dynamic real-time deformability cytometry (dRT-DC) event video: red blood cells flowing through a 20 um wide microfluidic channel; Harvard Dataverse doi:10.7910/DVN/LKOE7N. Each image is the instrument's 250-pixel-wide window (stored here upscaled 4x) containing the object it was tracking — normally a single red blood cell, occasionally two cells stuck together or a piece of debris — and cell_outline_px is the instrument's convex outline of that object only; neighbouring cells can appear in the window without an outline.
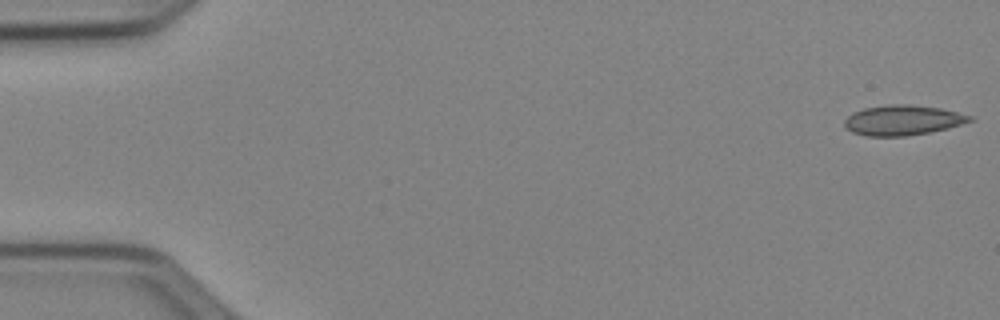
{"species": "Egyptian fruit bat (a non-hibernating species)", "species_latin": "Rousettus aegyptiacus", "temperature_condition": "cold", "stored_images_in_passage": 51, "camera_frame_rate_fps": 3000, "um_per_image_px": 0.085, "animal": {"sex": "female"}, "frame": {"image": 1, "passage_image": 1, "time_ms": 0.0, "image_size_px": [1000, 320], "cell_outline_px": [[976, 120], [948, 128], [908, 136], [864, 136], [852, 132], [844, 128], [844, 120], [852, 112], [864, 108], [888, 104], [904, 104], [940, 108], [972, 116]], "centroid_in_image_um": [76.7, 10.22], "position_along_channel_um": 8.3, "area_um2": 22.08}}
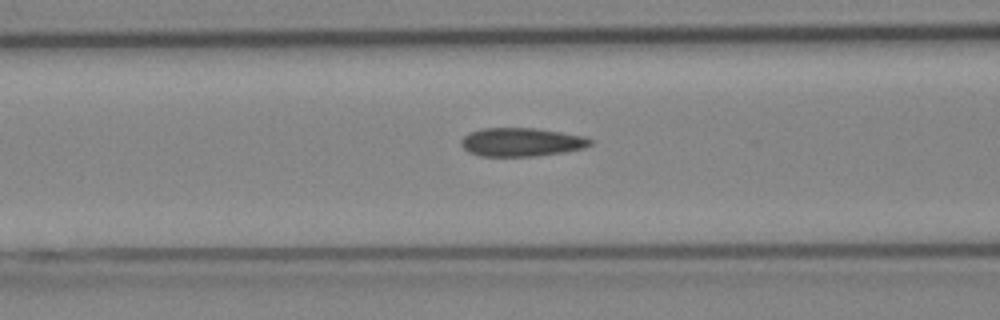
{"frame": {"image": 2, "passage_image": 21, "time_ms": 6.667, "image_size_px": [1000, 320], "cell_outline_px": [[596, 140], [592, 144], [584, 148], [564, 152], [536, 156], [480, 156], [468, 152], [460, 144], [460, 140], [468, 132], [480, 128], [536, 128], [584, 136]], "centroid_in_image_um": [44.32, 12.07], "position_along_channel_um": 122.3, "area_um2": 21.73}}
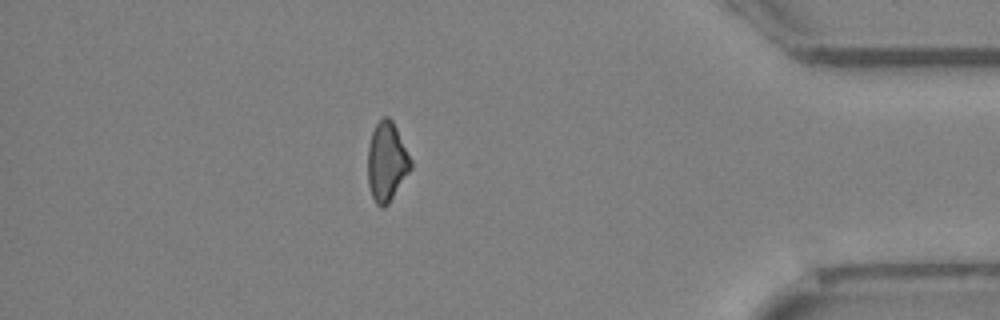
{"frame": {"image": 3, "passage_image": 45, "time_ms": 14.667, "image_size_px": [1000, 320], "cell_outline_px": [[412, 168], [388, 204], [384, 208], [380, 208], [376, 204], [372, 196], [368, 184], [368, 144], [372, 132], [376, 124], [384, 116], [388, 116], [392, 120], [412, 160]], "centroid_in_image_um": [32.87, 13.76], "position_along_channel_um": 402.3, "area_um2": 19.83}}